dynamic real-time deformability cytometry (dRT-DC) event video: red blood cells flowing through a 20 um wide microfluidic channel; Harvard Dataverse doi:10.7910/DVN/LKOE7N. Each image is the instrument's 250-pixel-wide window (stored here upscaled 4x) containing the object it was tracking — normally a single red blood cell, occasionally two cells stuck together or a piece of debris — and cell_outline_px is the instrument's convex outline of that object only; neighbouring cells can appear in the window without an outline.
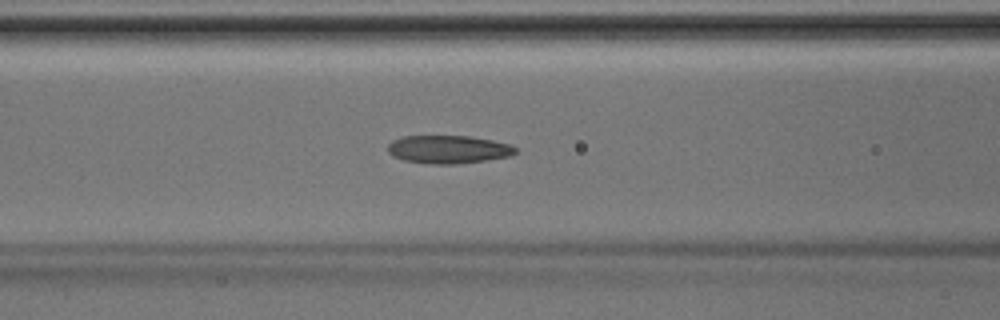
{"species": "Egyptian fruit bat (a non-hibernating species)", "species_latin": "Rousettus aegyptiacus", "temperature_condition": "room temperature", "stored_images_in_passage": 40, "camera_frame_rate_fps": 3000, "um_per_image_px": 0.085, "animal": {"sex": "male"}, "frame": {"image": 1, "passage_image": 14, "time_ms": 4.333, "image_size_px": [1000, 320], "cell_outline_px": [[516, 152], [512, 156], [456, 164], [428, 164], [404, 160], [392, 156], [388, 152], [388, 144], [392, 140], [404, 136], [468, 136], [492, 140], [508, 144], [516, 148]], "centroid_in_image_um": [38.08, 12.7], "position_along_channel_um": 128.5, "area_um2": 20.87}}
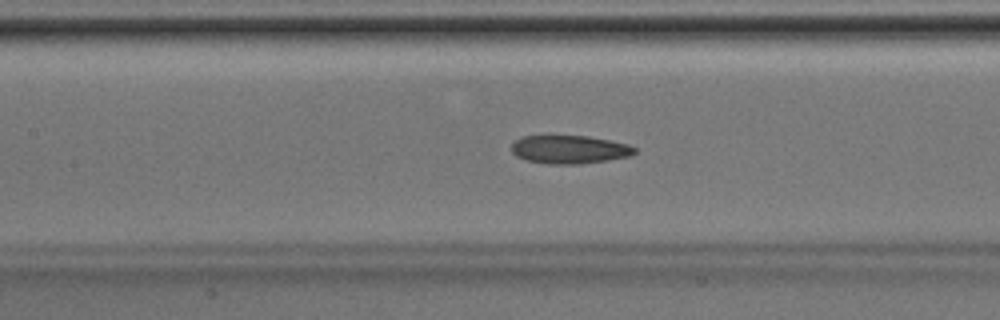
{"frame": {"image": 2, "passage_image": 16, "time_ms": 5.0, "image_size_px": [1000, 320], "cell_outline_px": [[636, 152], [632, 156], [608, 160], [580, 164], [548, 164], [528, 160], [516, 156], [512, 152], [512, 144], [516, 140], [524, 136], [544, 132], [548, 132], [588, 136], [628, 144], [636, 148]], "centroid_in_image_um": [48.37, 12.65], "position_along_channel_um": 159.0, "area_um2": 21.21}}
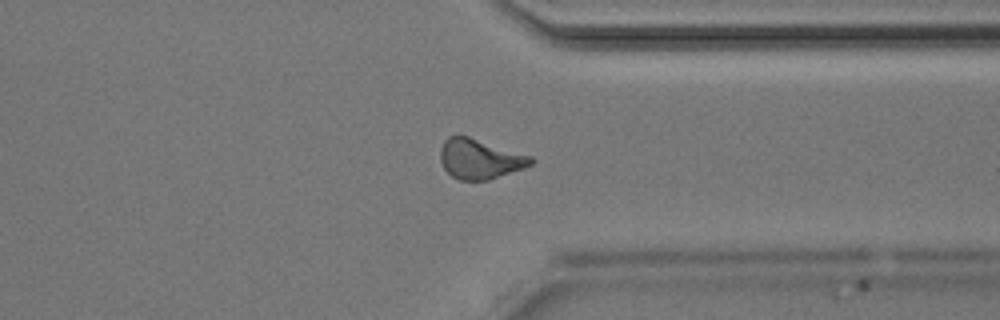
{"frame": {"image": 3, "passage_image": 30, "time_ms": 9.667, "image_size_px": [1000, 320], "cell_outline_px": [[536, 160], [532, 164], [524, 168], [488, 180], [460, 180], [452, 176], [444, 168], [440, 160], [440, 148], [444, 140], [448, 136], [468, 136], [532, 156]], "centroid_in_image_um": [40.79, 13.51], "position_along_channel_um": 370.6, "area_um2": 21.04}}